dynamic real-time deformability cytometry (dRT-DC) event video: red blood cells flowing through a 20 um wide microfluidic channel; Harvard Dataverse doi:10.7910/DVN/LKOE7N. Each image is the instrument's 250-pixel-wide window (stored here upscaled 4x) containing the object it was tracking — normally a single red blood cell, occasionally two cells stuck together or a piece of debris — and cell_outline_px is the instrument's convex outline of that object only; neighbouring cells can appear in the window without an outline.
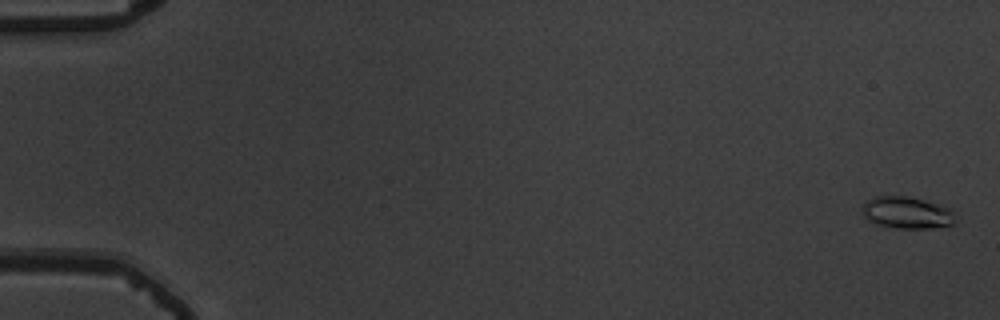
{"species": "common noctule bat (a hibernating species)", "species_latin": "Nyctalus noctula", "temperature_condition": "warm", "stored_images_in_passage": 57, "camera_frame_rate_fps": 3000, "um_per_image_px": 0.085, "animal": {"sex": "male", "body_mass_g": 19.5, "forearm_length_mm": 54.6}, "frame": {"image": 1, "passage_image": 2, "time_ms": 0.333, "image_size_px": [1000, 320], "cell_outline_px": [[960, 220], [956, 224], [932, 228], [896, 228], [876, 224], [868, 220], [864, 216], [864, 200], [876, 196], [908, 196], [924, 200], [948, 208], [960, 216]], "centroid_in_image_um": [77.16, 18.09], "position_along_channel_um": 7.8, "area_um2": 17.57}}
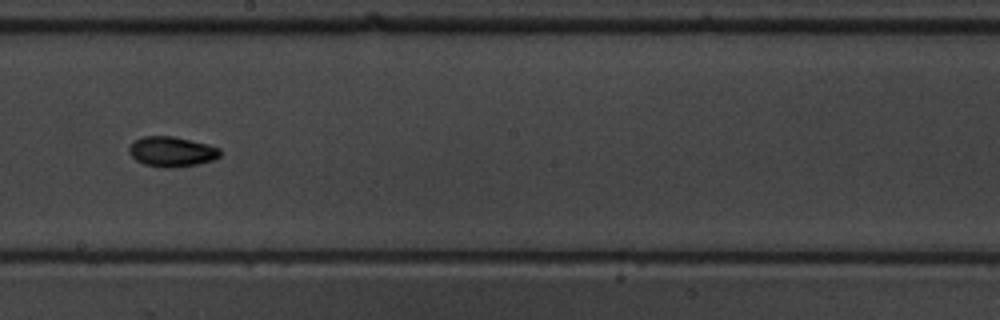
{"frame": {"image": 2, "passage_image": 34, "time_ms": 11.0, "image_size_px": [1000, 320], "cell_outline_px": [[220, 156], [212, 160], [196, 164], [172, 168], [164, 168], [144, 164], [136, 160], [128, 152], [128, 148], [136, 140], [144, 136], [172, 136], [208, 144], [220, 148]], "centroid_in_image_um": [14.59, 12.89], "position_along_channel_um": 233.6, "area_um2": 15.84}}
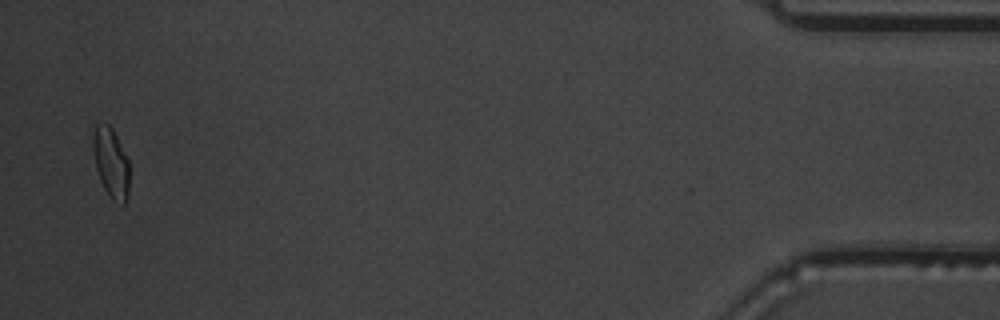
{"frame": {"image": 3, "passage_image": 56, "time_ms": 18.333, "image_size_px": [1000, 320], "cell_outline_px": [[128, 196], [124, 204], [112, 200], [108, 196], [100, 180], [96, 168], [92, 148], [92, 132], [96, 124], [108, 124], [112, 128], [128, 160]], "centroid_in_image_um": [9.4, 13.83], "position_along_channel_um": 425.8, "area_um2": 14.74}, "authors_computed_cell_mechanics": {"area_um2": 15.2014, "velocity_mm_per_s": 3.6976, "shape_relaxation_time_tau1_ms": 4.6845, "shape_relaxation_time_tau2_ms": 2.6819, "deformation_change_tau1": 0.1746, "deformation_change_tau2": 0.0398}}